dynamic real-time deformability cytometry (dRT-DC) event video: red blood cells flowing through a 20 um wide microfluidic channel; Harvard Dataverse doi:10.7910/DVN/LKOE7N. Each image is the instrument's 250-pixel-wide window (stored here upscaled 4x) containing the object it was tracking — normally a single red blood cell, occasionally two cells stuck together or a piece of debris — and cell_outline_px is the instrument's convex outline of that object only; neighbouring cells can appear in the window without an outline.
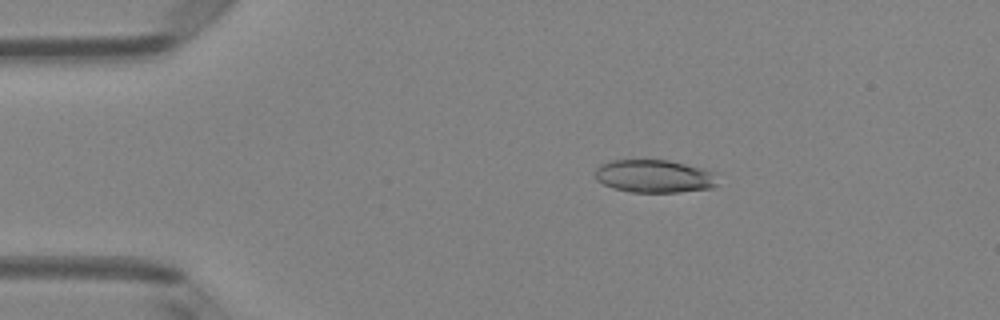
{"species": "Egyptian fruit bat (a non-hibernating species)", "species_latin": "Rousettus aegyptiacus", "temperature_condition": "room temperature", "stored_images_in_passage": 49, "camera_frame_rate_fps": 3000, "um_per_image_px": 0.085, "animal": {"sex": "female"}, "frame": {"image": 1, "passage_image": 9, "time_ms": 2.667, "image_size_px": [1000, 320], "cell_outline_px": [[716, 184], [712, 188], [680, 192], [632, 192], [612, 188], [596, 180], [596, 168], [600, 164], [612, 160], [668, 160], [704, 168], [716, 172]], "centroid_in_image_um": [55.63, 14.97], "position_along_channel_um": 29.4, "area_um2": 23.64}}
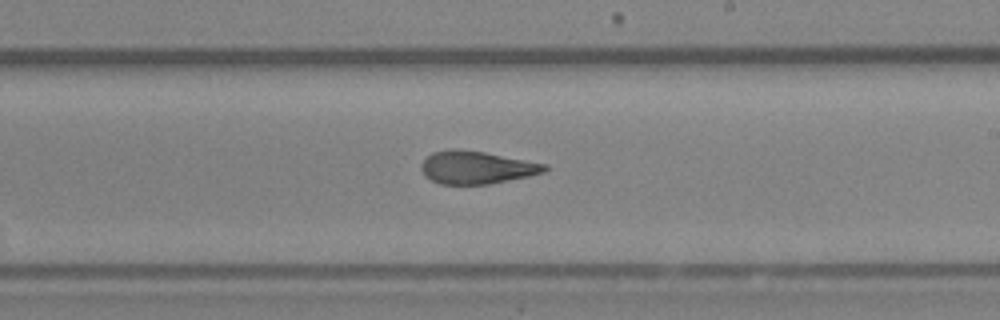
{"frame": {"image": 2, "passage_image": 29, "time_ms": 9.333, "image_size_px": [1000, 320], "cell_outline_px": [[548, 168], [544, 172], [528, 176], [488, 184], [440, 184], [424, 176], [420, 168], [420, 164], [432, 152], [452, 148], [484, 152], [548, 164]], "centroid_in_image_um": [40.48, 14.23], "position_along_channel_um": 248.5, "area_um2": 23.52}}
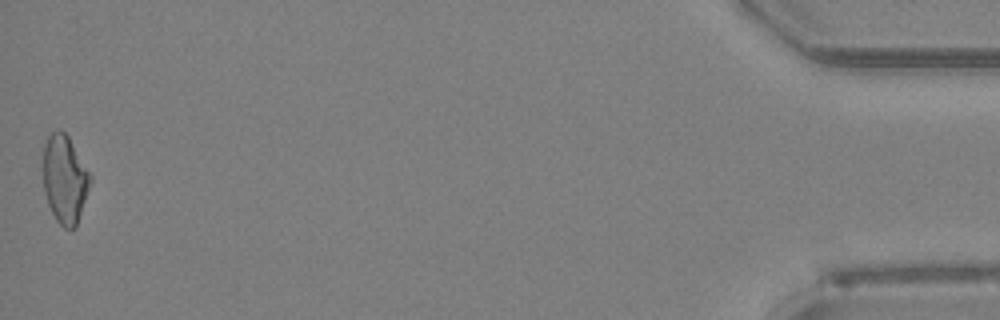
{"frame": {"image": 3, "passage_image": 49, "time_ms": 16.0, "image_size_px": [1000, 320], "cell_outline_px": [[92, 180], [76, 228], [64, 228], [56, 220], [48, 204], [44, 192], [44, 144], [48, 136], [56, 128], [60, 128], [68, 136], [92, 176]], "centroid_in_image_um": [5.52, 15.22], "position_along_channel_um": 429.7, "area_um2": 24.22}, "authors_computed_cell_mechanics": {"area_um2": 24.1604, "velocity_mm_per_s": 4.1343, "shape_relaxation_time_tau1_ms": 9.2083, "shape_relaxation_time_tau2_ms": 2.6797, "deformation_change_tau1": 0.218, "deformation_change_tau2": 0.1095}}